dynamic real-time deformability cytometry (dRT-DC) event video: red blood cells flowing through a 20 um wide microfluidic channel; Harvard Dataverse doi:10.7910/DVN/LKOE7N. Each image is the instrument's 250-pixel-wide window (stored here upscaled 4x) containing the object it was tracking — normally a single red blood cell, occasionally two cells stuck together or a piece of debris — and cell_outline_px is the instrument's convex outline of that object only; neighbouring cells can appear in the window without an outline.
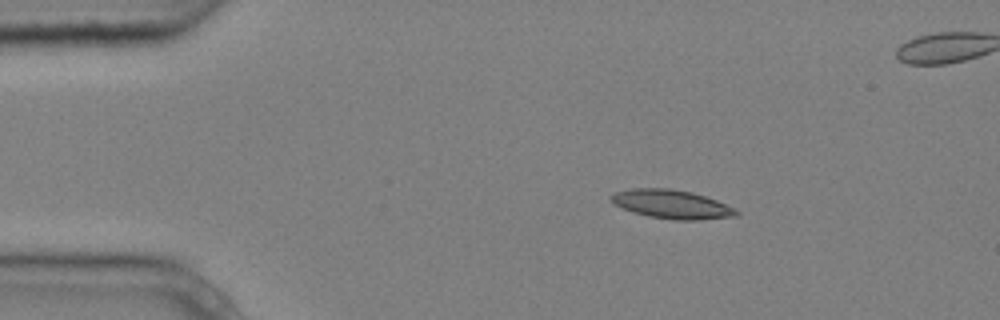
{"species": "common noctule bat (a hibernating species)", "species_latin": "Nyctalus noctula", "temperature_condition": "cold", "stored_images_in_passage": 9, "camera_frame_rate_fps": 3000, "um_per_image_px": 0.085, "animal": {"sex": "male", "body_mass_g": 20.4}, "frame": {"image": 1, "passage_image": 3, "time_ms": 0.667, "image_size_px": [1000, 320], "cell_outline_px": [[740, 212], [736, 216], [700, 220], [672, 220], [648, 216], [632, 212], [612, 204], [612, 196], [616, 192], [632, 188], [668, 188], [692, 192], [716, 200], [736, 208]], "centroid_in_image_um": [57.11, 17.37], "position_along_channel_um": 27.9, "area_um2": 21.04}}
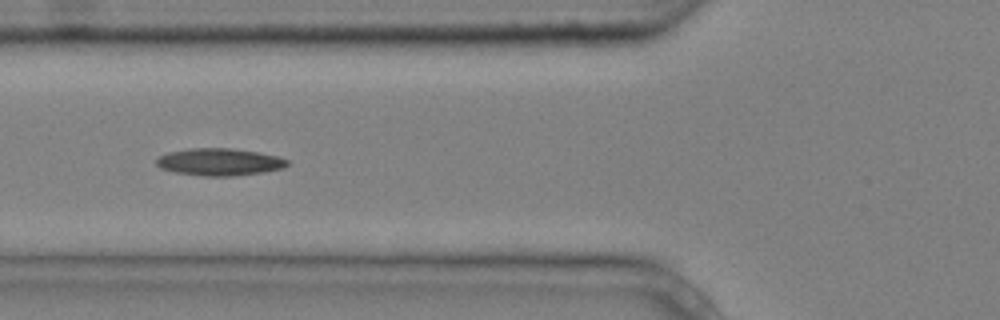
{"frame": {"image": 2, "passage_image": 6, "time_ms": 1.667, "image_size_px": [1000, 320], "cell_outline_px": [[288, 164], [284, 168], [264, 172], [236, 176], [204, 176], [176, 172], [160, 168], [156, 164], [156, 160], [160, 156], [168, 152], [188, 148], [232, 148], [256, 152], [276, 156], [288, 160]], "centroid_in_image_um": [18.65, 13.77], "position_along_channel_um": 107.2, "area_um2": 20.75}}